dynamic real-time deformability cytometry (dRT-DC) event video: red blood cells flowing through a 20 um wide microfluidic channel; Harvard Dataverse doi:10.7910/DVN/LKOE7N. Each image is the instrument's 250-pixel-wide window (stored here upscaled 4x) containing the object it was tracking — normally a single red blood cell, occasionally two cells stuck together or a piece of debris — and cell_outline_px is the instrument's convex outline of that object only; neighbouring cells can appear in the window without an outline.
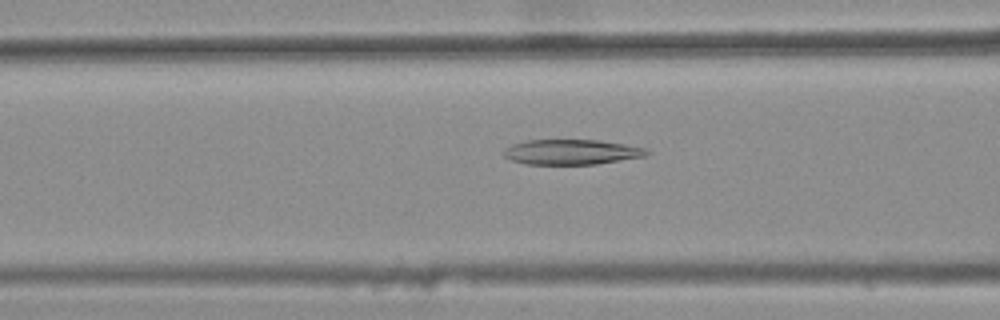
{"species": "common noctule bat (a hibernating species)", "species_latin": "Nyctalus noctula", "temperature_condition": "warm", "stored_images_in_passage": 41, "camera_frame_rate_fps": 3000, "um_per_image_px": 0.085, "animal": {"sex": "female", "body_mass_g": 25.1}, "frame": {"image": 1, "passage_image": 15, "time_ms": 4.667, "image_size_px": [1000, 320], "cell_outline_px": [[652, 152], [644, 156], [596, 164], [524, 164], [512, 160], [504, 156], [504, 148], [512, 144], [528, 140], [600, 140], [648, 148]], "centroid_in_image_um": [48.59, 12.91], "position_along_channel_um": 118.0, "area_um2": 20.92}}
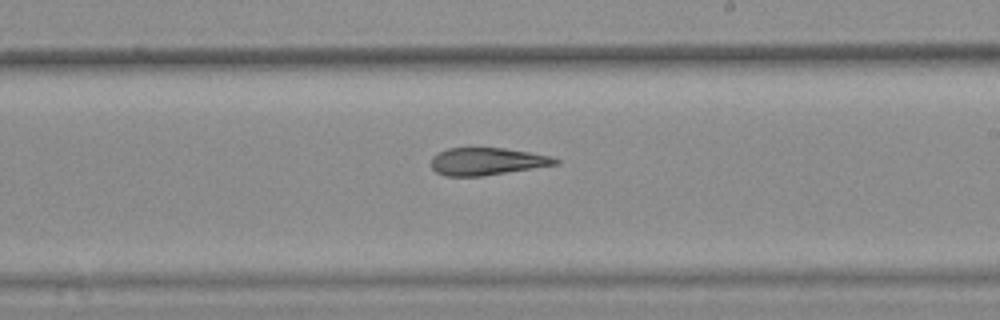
{"frame": {"image": 2, "passage_image": 25, "time_ms": 8.0, "image_size_px": [1000, 320], "cell_outline_px": [[560, 164], [480, 176], [444, 176], [436, 172], [432, 168], [432, 156], [448, 148], [504, 148], [552, 156], [560, 160]], "centroid_in_image_um": [41.4, 13.72], "position_along_channel_um": 247.6, "area_um2": 19.71}}
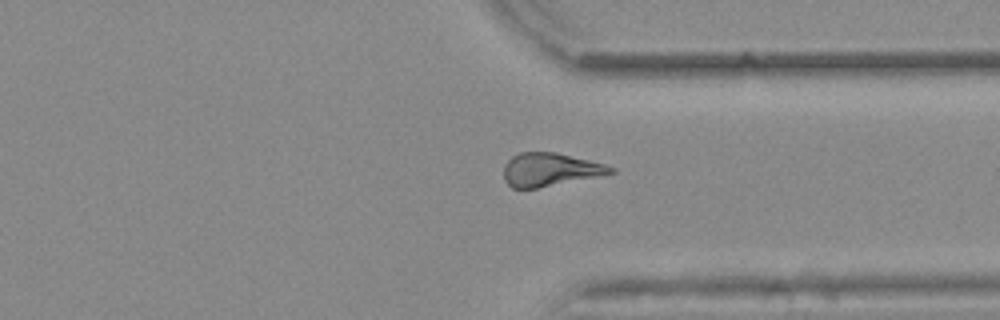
{"frame": {"image": 3, "passage_image": 34, "time_ms": 11.0, "image_size_px": [1000, 320], "cell_outline_px": [[616, 172], [536, 188], [512, 188], [504, 180], [504, 164], [512, 156], [520, 152], [556, 152], [604, 164], [616, 168]], "centroid_in_image_um": [46.71, 14.4], "position_along_channel_um": 364.7, "area_um2": 20.4}, "authors_computed_cell_mechanics": {"area_um2": 21.2704, "velocity_mm_per_s": 3.8915, "shape_relaxation_time_tau1_ms": null, "shape_relaxation_time_tau2_ms": 2.9503, "deformation_change_tau1": null, "deformation_change_tau2": 0.1199}}